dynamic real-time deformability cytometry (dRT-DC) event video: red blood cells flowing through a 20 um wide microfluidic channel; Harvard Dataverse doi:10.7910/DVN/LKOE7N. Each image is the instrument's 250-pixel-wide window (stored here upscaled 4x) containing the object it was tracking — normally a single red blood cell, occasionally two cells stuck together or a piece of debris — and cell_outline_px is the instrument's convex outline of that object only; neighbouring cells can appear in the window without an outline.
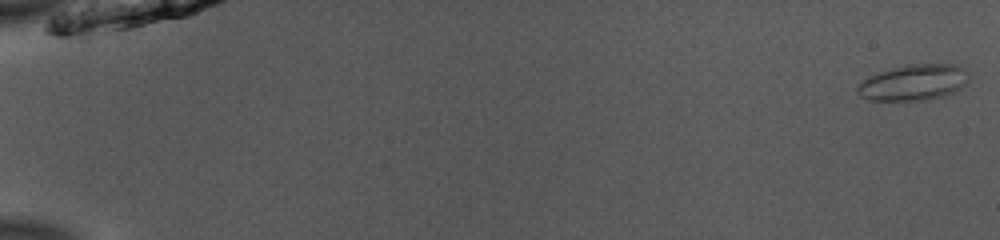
{"species": "common noctule bat (a hibernating species)", "species_latin": "Nyctalus noctula", "temperature_condition": "room temperature", "stored_images_in_passage": 15, "camera_frame_rate_fps": 3000, "um_per_image_px": 0.085, "animal": {"sex": "male", "body_mass_g": 13.0, "forearm_length_mm": 53.1}, "frame": {"image": 1, "passage_image": 1, "time_ms": 0.0, "image_size_px": [1000, 240], "cell_outline_px": [[968, 80], [960, 88], [944, 96], [928, 100], [872, 100], [860, 96], [856, 92], [856, 88], [868, 76], [876, 72], [908, 64], [960, 64], [968, 72]], "centroid_in_image_um": [77.66, 7.0], "position_along_channel_um": 7.3, "area_um2": 23.41}}